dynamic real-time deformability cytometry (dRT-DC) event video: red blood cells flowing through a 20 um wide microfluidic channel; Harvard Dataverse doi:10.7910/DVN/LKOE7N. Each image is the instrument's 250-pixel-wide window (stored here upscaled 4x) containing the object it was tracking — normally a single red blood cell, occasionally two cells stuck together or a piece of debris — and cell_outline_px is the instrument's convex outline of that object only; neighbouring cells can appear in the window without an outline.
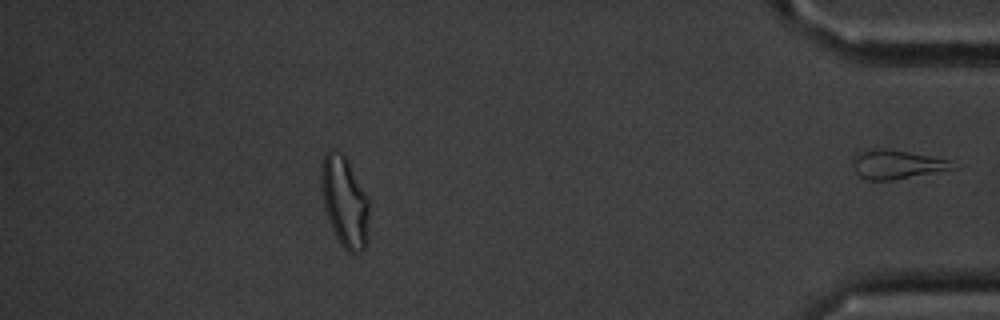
{"species": "common noctule bat (a hibernating species)", "species_latin": "Nyctalus noctula", "temperature_condition": "cold", "stored_images_in_passage": 50, "segment_of_instrument_passage": [2, 2], "camera_frame_rate_fps": 3000, "um_per_image_px": 0.085, "animal": {"sex": "male", "body_mass_g": 20.1, "forearm_length_mm": 53.5}, "frame": {"image": 1, "passage_image": 50, "time_ms": 16.333, "image_size_px": [1000, 320], "cell_outline_px": [[960, 168], [892, 180], [868, 180], [860, 176], [856, 172], [852, 160], [852, 156], [864, 152], [904, 152], [928, 156], [948, 160]], "centroid_in_image_um": [76.29, 14.05], "position_along_channel_um": 358.9, "area_um2": 15.78}}